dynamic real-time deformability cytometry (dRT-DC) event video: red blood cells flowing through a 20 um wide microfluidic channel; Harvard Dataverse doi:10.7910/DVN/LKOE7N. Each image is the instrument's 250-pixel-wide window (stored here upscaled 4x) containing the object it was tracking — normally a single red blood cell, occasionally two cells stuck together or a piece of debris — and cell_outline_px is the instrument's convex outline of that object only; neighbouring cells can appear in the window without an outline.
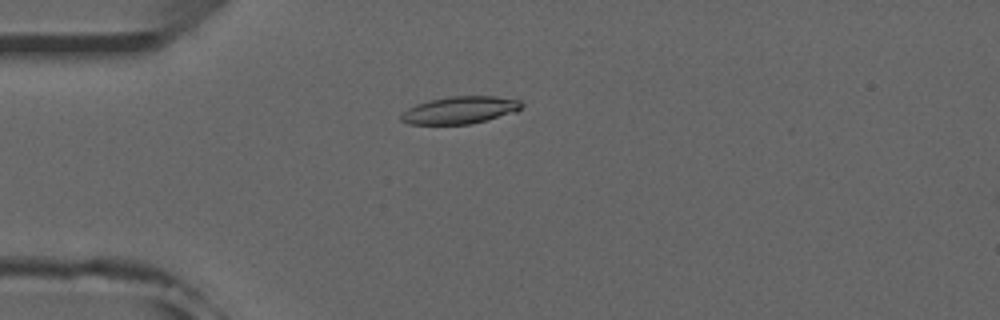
{"species": "common noctule bat (a hibernating species)", "species_latin": "Nyctalus noctula", "temperature_condition": "room temperature", "stored_images_in_passage": 42, "camera_frame_rate_fps": 3000, "um_per_image_px": 0.085, "animal": {"sex": "male", "forearm_length_mm": 52.5}, "frame": {"image": 1, "passage_image": 14, "time_ms": 4.333, "image_size_px": [1000, 320], "cell_outline_px": [[524, 104], [516, 112], [488, 120], [468, 124], [408, 124], [400, 120], [400, 116], [408, 108], [416, 104], [448, 96], [496, 96], [520, 100]], "centroid_in_image_um": [39.12, 9.36], "position_along_channel_um": 45.9, "area_um2": 19.19}}